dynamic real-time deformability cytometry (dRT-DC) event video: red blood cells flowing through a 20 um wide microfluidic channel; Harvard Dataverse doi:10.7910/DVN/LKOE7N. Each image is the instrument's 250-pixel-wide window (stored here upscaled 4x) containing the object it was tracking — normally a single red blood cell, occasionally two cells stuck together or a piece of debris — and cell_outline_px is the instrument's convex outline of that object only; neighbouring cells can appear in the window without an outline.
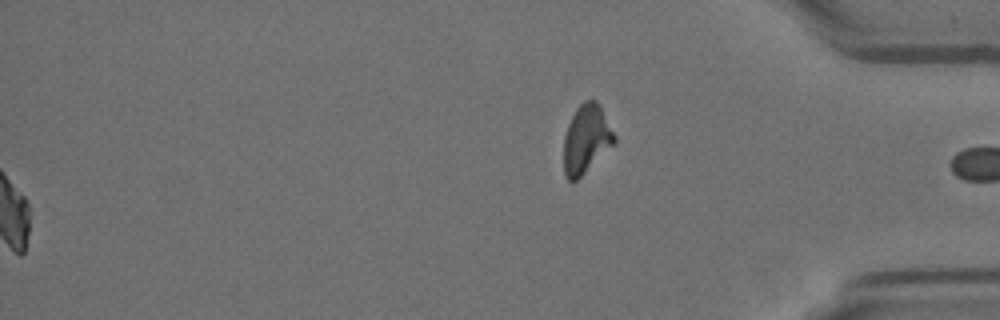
{"species": "Egyptian fruit bat (a non-hibernating species)", "species_latin": "Rousettus aegyptiacus", "temperature_condition": "room temperature", "stored_images_in_passage": 54, "segment_of_instrument_passage": [2, 2], "camera_frame_rate_fps": 3000, "um_per_image_px": 0.085, "animal": {"sex": "female"}, "frame": {"image": 1, "passage_image": 54, "time_ms": 17.667, "image_size_px": [1000, 320], "cell_outline_px": [[616, 140], [572, 184], [568, 180], [564, 172], [564, 136], [568, 124], [576, 108], [584, 100], [596, 100], [616, 136]], "centroid_in_image_um": [49.8, 11.81], "position_along_channel_um": 385.4, "area_um2": 19.65}}